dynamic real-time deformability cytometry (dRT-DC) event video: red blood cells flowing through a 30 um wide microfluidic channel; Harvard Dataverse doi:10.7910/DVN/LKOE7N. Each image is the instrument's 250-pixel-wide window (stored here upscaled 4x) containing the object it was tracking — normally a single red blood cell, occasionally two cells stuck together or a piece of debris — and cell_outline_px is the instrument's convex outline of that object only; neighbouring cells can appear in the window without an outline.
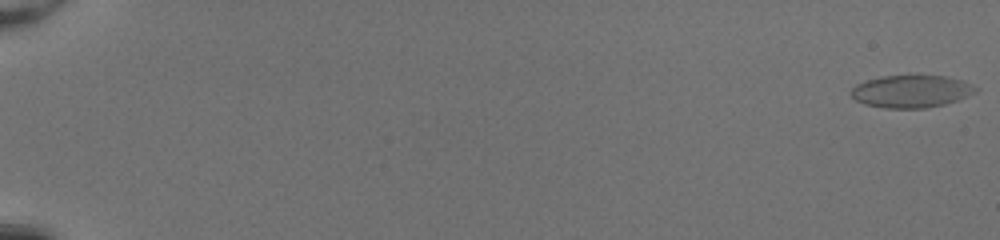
{"species": "common noctule bat (a hibernating species)", "species_latin": "Nyctalus noctula", "temperature_condition": "room temperature", "stored_images_in_passage": 53, "camera_frame_rate_fps": 3000, "um_per_image_px": 0.085, "animal": {"sex": "female", "body_mass_g": 20.0, "forearm_length_mm": 54.0}, "frame": {"image": 1, "passage_image": 1, "time_ms": 0.0, "image_size_px": [1000, 240], "cell_outline_px": [[980, 88], [976, 92], [956, 100], [944, 104], [924, 108], [884, 108], [864, 104], [856, 100], [852, 96], [852, 88], [856, 84], [868, 80], [884, 76], [944, 76], [960, 80], [972, 84]], "centroid_in_image_um": [77.46, 7.77], "position_along_channel_um": 7.5, "area_um2": 23.24}}
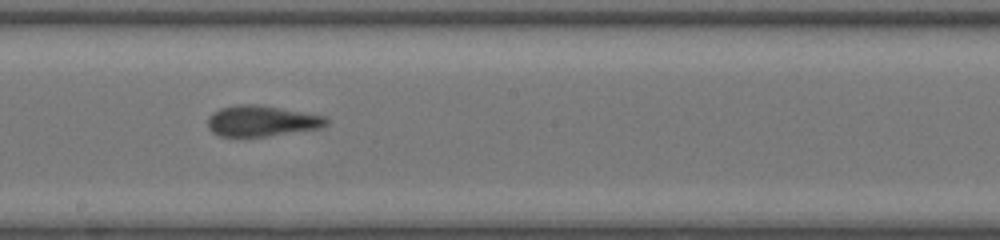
{"frame": {"image": 2, "passage_image": 33, "time_ms": 10.667, "image_size_px": [1000, 240], "cell_outline_px": [[328, 124], [324, 128], [264, 136], [220, 136], [212, 132], [208, 128], [208, 116], [212, 112], [220, 108], [236, 104], [256, 104], [280, 108], [324, 116], [328, 120]], "centroid_in_image_um": [22.23, 10.28], "position_along_channel_um": 226.0, "area_um2": 21.27}}
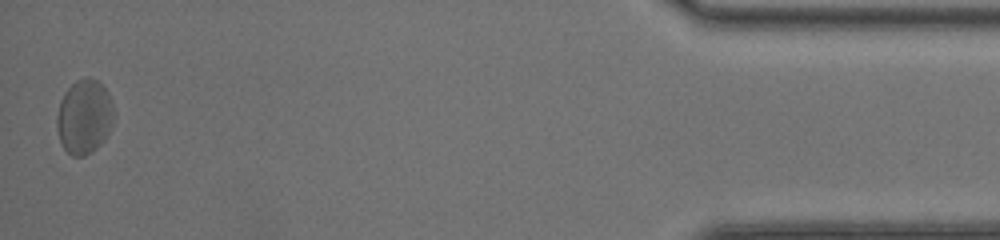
{"frame": {"image": 3, "passage_image": 53, "time_ms": 17.333, "image_size_px": [1000, 240], "cell_outline_px": [[116, 116], [108, 136], [92, 152], [84, 156], [72, 156], [64, 148], [60, 140], [56, 128], [56, 116], [60, 100], [64, 92], [76, 80], [96, 80], [108, 92], [112, 100]], "centroid_in_image_um": [7.18, 9.96], "position_along_channel_um": 428.0, "area_um2": 24.91}, "authors_computed_cell_mechanics": {"area_um2": 22.0796, "velocity_mm_per_s": 4.1291, "shape_relaxation_time_tau1_ms": null, "shape_relaxation_time_tau2_ms": 1.6845, "deformation_change_tau1": null, "deformation_change_tau2": 0.0993}}